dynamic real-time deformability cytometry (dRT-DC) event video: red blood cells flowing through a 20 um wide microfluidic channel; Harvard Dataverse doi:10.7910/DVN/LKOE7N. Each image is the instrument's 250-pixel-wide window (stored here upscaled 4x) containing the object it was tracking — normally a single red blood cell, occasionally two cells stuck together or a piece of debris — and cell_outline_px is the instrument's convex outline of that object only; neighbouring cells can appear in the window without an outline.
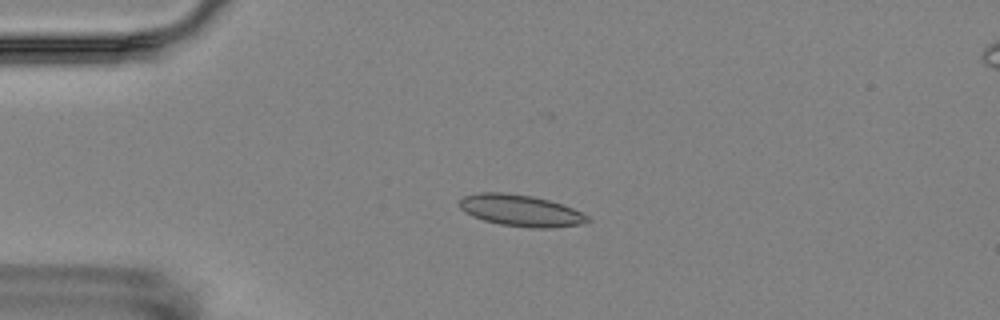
{"species": "Egyptian fruit bat (a non-hibernating species)", "species_latin": "Rousettus aegyptiacus", "temperature_condition": "room temperature", "stored_images_in_passage": 6, "camera_frame_rate_fps": 3000, "um_per_image_px": 0.085, "animal": {"sex": "female"}, "frame": {"image": 1, "passage_image": 4, "time_ms": 3.667, "image_size_px": [1000, 320], "cell_outline_px": [[592, 220], [580, 224], [552, 228], [532, 228], [500, 224], [484, 220], [472, 216], [464, 212], [460, 208], [460, 200], [464, 196], [476, 192], [504, 192], [532, 196], [564, 204], [588, 216]], "centroid_in_image_um": [44.25, 17.89], "position_along_channel_um": 40.7, "area_um2": 23.58}}